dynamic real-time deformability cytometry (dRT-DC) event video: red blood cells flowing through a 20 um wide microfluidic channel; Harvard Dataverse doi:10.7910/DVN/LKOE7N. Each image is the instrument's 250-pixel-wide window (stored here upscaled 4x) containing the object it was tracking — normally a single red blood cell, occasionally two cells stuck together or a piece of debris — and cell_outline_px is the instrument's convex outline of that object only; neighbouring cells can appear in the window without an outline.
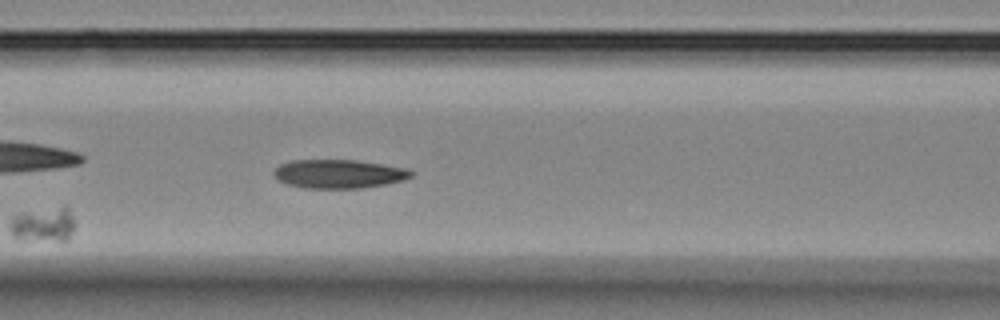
{"species": "Egyptian fruit bat (a non-hibernating species)", "species_latin": "Rousettus aegyptiacus", "temperature_condition": "room temperature", "stored_images_in_passage": 6, "camera_frame_rate_fps": 3000, "um_per_image_px": 0.085, "animal": {"sex": "female"}, "frame": {"image": 1, "passage_image": 6, "time_ms": 5.667, "image_size_px": [1000, 320], "cell_outline_px": [[412, 176], [404, 180], [364, 188], [304, 188], [288, 184], [276, 180], [272, 176], [272, 172], [280, 164], [292, 160], [356, 160], [408, 168], [412, 172]], "centroid_in_image_um": [28.76, 14.78], "position_along_channel_um": 137.8, "area_um2": 23.12}}